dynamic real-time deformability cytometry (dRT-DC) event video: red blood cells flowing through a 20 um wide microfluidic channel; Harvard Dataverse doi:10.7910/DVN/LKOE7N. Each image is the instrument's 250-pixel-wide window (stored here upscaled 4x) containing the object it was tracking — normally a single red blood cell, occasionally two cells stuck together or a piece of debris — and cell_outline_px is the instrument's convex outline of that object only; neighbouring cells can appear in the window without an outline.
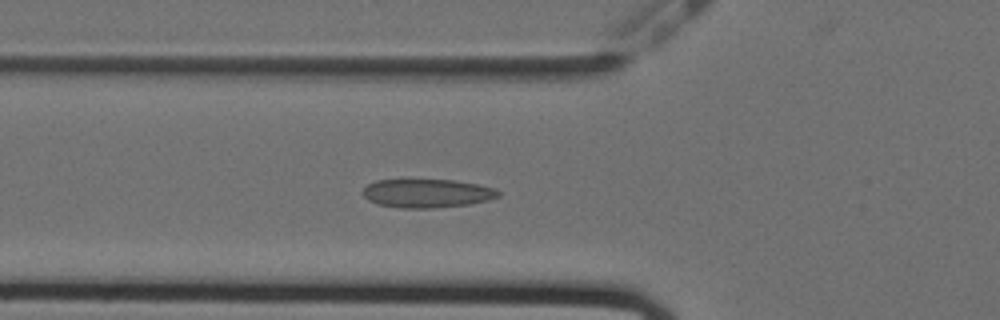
{"species": "Egyptian fruit bat (a non-hibernating species)", "species_latin": "Rousettus aegyptiacus", "temperature_condition": "cold", "stored_images_in_passage": 55, "camera_frame_rate_fps": 3000, "um_per_image_px": 0.085, "animal": {"sex": "female"}, "frame": {"image": 1, "passage_image": 19, "time_ms": 6.0, "image_size_px": [1000, 320], "cell_outline_px": [[500, 196], [488, 200], [468, 204], [436, 208], [400, 208], [376, 204], [368, 200], [360, 192], [368, 184], [376, 180], [452, 180], [476, 184], [496, 188], [500, 192]], "centroid_in_image_um": [36.27, 16.44], "position_along_channel_um": 89.5, "area_um2": 22.66}}
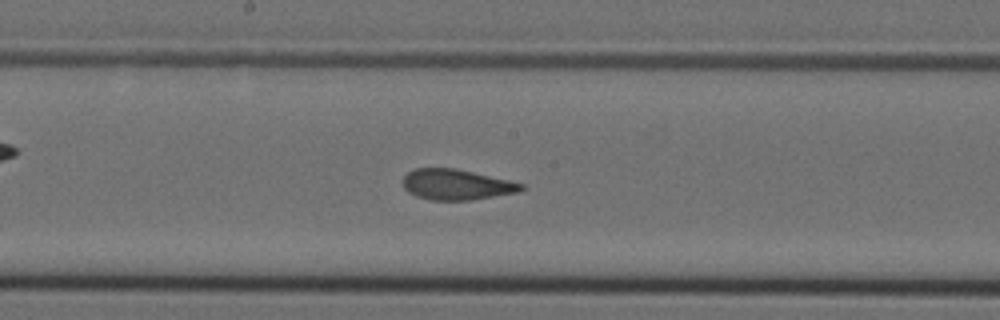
{"frame": {"image": 2, "passage_image": 29, "time_ms": 9.333, "image_size_px": [1000, 320], "cell_outline_px": [[524, 188], [520, 192], [472, 200], [432, 200], [416, 196], [408, 192], [404, 188], [404, 176], [408, 172], [416, 168], [456, 168], [508, 180], [524, 184]], "centroid_in_image_um": [38.81, 15.69], "position_along_channel_um": 209.4, "area_um2": 21.04}}
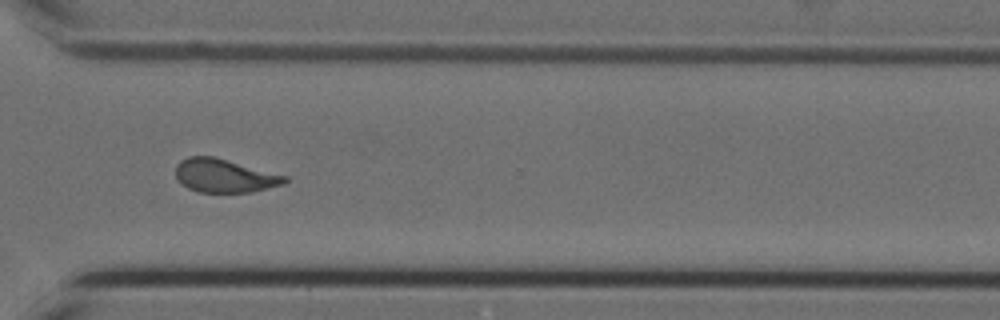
{"frame": {"image": 3, "passage_image": 41, "time_ms": 13.333, "image_size_px": [1000, 320], "cell_outline_px": [[288, 180], [284, 184], [252, 192], [200, 192], [188, 188], [180, 184], [176, 180], [176, 164], [180, 160], [188, 156], [212, 156], [288, 176]], "centroid_in_image_um": [19.05, 14.94], "position_along_channel_um": 351.5, "area_um2": 21.33}, "authors_computed_cell_mechanics": {"area_um2": 21.964, "velocity_mm_per_s": 3.5698, "shape_relaxation_time_tau1_ms": 8.9898, "shape_relaxation_time_tau2_ms": 1.3854, "deformation_change_tau1": 0.1952, "deformation_change_tau2": 0.0805}}